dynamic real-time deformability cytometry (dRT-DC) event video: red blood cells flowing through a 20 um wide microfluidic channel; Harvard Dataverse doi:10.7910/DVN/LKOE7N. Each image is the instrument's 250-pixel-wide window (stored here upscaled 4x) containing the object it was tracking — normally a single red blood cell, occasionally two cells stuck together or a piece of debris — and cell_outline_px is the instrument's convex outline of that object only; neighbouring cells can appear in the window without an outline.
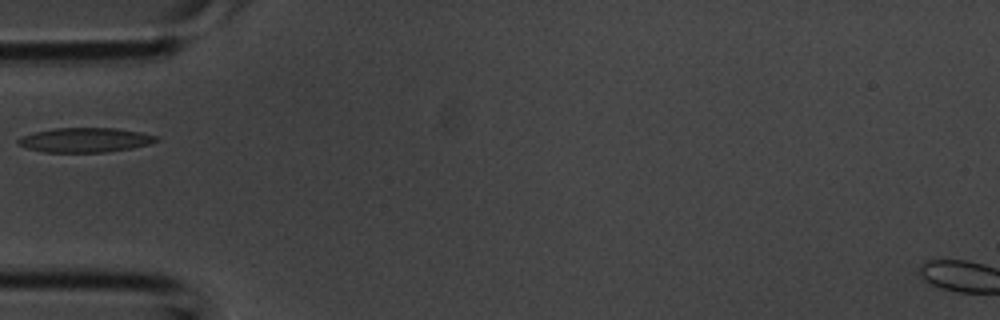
{"species": "common noctule bat (a hibernating species)", "species_latin": "Nyctalus noctula", "temperature_condition": "room temperature", "stored_images_in_passage": 4, "camera_frame_rate_fps": 3000, "um_per_image_px": 0.085, "animal": {"sex": "male", "body_mass_g": 20.1, "forearm_length_mm": 53.5}, "frame": {"image": 1, "passage_image": 4, "time_ms": 1.0, "image_size_px": [1000, 320], "cell_outline_px": [[160, 140], [148, 144], [132, 148], [104, 152], [44, 152], [28, 148], [16, 144], [16, 140], [20, 136], [36, 132], [56, 128], [116, 128], [140, 132], [160, 136]], "centroid_in_image_um": [7.24, 11.9], "position_along_channel_um": 77.8, "area_um2": 19.77}}